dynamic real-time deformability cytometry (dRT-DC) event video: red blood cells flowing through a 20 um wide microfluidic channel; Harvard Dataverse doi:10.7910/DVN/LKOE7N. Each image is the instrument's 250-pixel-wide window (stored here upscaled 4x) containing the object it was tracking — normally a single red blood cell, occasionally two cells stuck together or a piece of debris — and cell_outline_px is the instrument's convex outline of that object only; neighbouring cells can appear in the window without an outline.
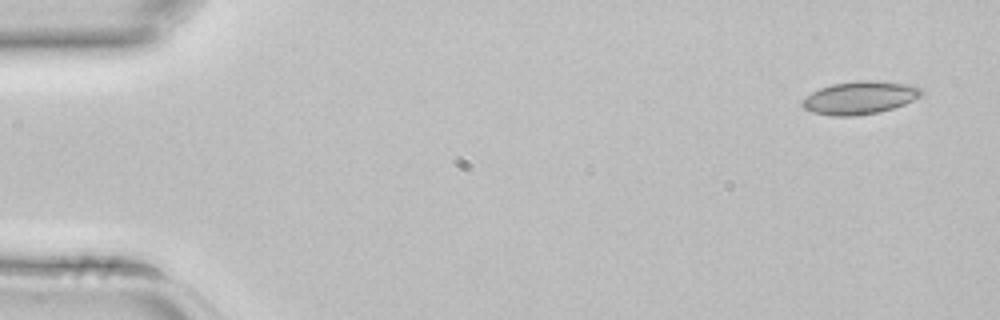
{"species": "common noctule bat (a hibernating species)", "species_latin": "Nyctalus noctula", "temperature_condition": "room temperature", "stored_images_in_passage": 4, "camera_frame_rate_fps": 3000, "um_per_image_px": 0.085, "animal": {"sex": "female", "body_mass_g": 22.7, "forearm_length_mm": 54.2}, "frame": {"image": 1, "passage_image": 1, "time_ms": 0.0, "image_size_px": [1000, 320], "cell_outline_px": [[924, 92], [920, 96], [904, 104], [880, 112], [852, 116], [832, 116], [812, 112], [804, 108], [800, 104], [800, 100], [812, 92], [820, 88], [832, 84], [856, 80], [880, 80], [912, 84], [920, 88]], "centroid_in_image_um": [73.07, 8.29], "position_along_channel_um": 11.9, "area_um2": 23.12}}
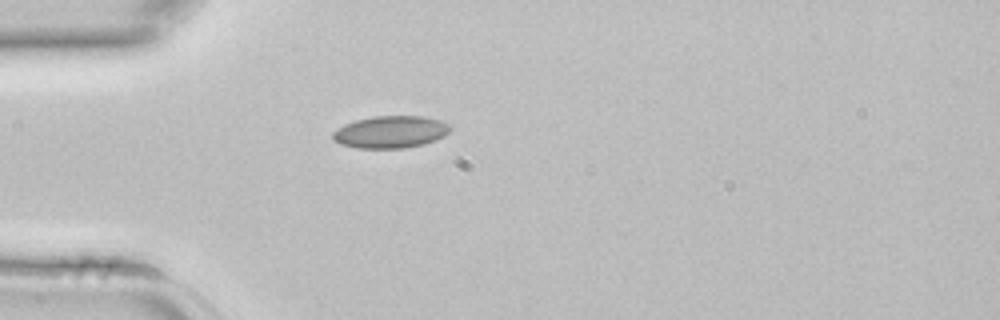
{"frame": {"image": 2, "passage_image": 4, "time_ms": 1.0, "image_size_px": [1000, 320], "cell_outline_px": [[452, 128], [444, 136], [436, 140], [424, 144], [404, 148], [356, 148], [340, 144], [332, 140], [332, 132], [336, 128], [344, 124], [356, 120], [372, 116], [420, 116], [440, 120], [448, 124]], "centroid_in_image_um": [33.16, 11.22], "position_along_channel_um": 51.8, "area_um2": 22.2}}